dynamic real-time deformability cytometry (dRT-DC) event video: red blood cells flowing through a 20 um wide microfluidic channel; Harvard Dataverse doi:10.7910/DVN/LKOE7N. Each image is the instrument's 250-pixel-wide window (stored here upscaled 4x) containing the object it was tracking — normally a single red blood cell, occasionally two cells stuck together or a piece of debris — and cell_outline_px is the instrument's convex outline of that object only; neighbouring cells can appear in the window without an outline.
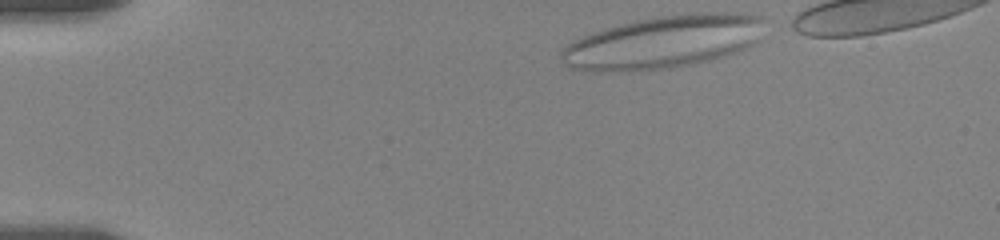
{"species": "human", "species_latin": "Homo sapiens", "temperature_condition": "room temperature", "stored_images_in_passage": 45, "camera_frame_rate_fps": 3000, "um_per_image_px": 0.085, "donor": {"sex": "female"}, "frame": {"image": 1, "passage_image": 1, "time_ms": 0.0, "image_size_px": [1000, 240], "cell_outline_px": [[756, 20], [752, 40], [748, 44], [740, 48], [704, 60], [688, 64], [668, 68], [572, 68], [564, 64], [560, 56], [560, 52], [568, 44], [584, 36], [608, 28], [636, 20], [660, 16], [692, 12], [732, 12], [752, 16]], "centroid_in_image_um": [56.23, 3.52], "position_along_channel_um": 28.8, "area_um2": 58.03}}
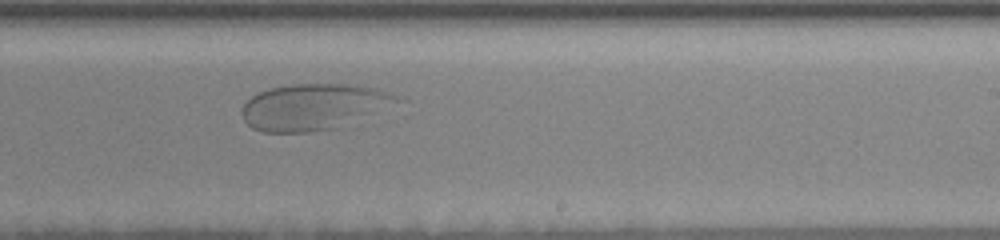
{"frame": {"image": 2, "passage_image": 28, "time_ms": 9.0, "image_size_px": [1000, 240], "cell_outline_px": [[396, 100], [340, 128], [308, 132], [264, 132], [252, 128], [244, 120], [240, 112], [244, 104], [252, 96], [260, 92], [272, 88], [292, 84], [348, 84], [376, 88], [392, 96]], "centroid_in_image_um": [26.48, 9.09], "position_along_channel_um": 262.5, "area_um2": 40.52}}
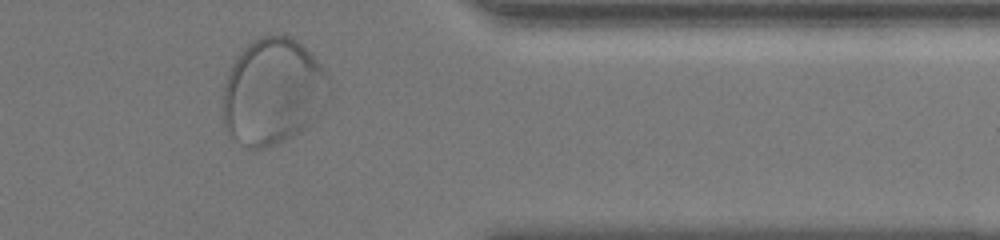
{"frame": {"image": 3, "passage_image": 40, "time_ms": 13.0, "image_size_px": [1000, 240], "cell_outline_px": [[328, 80], [304, 128], [300, 132], [276, 144], [264, 148], [248, 148], [236, 140], [228, 132], [224, 124], [224, 84], [228, 72], [232, 64], [240, 52], [248, 44], [260, 36], [288, 36], [296, 40], [320, 64]], "centroid_in_image_um": [23.05, 7.77], "position_along_channel_um": 388.3, "area_um2": 63.06}}